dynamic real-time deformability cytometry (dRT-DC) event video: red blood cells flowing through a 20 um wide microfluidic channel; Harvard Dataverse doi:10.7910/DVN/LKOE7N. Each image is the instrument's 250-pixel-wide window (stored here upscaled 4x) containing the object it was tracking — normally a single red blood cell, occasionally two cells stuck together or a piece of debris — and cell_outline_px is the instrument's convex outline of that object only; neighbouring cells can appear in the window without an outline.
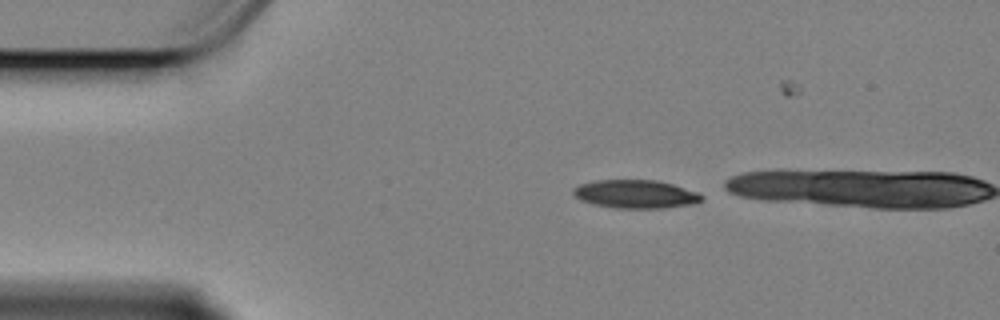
{"species": "Egyptian fruit bat (a non-hibernating species)", "species_latin": "Rousettus aegyptiacus", "temperature_condition": "cold", "stored_images_in_passage": 13, "camera_frame_rate_fps": 3000, "um_per_image_px": 0.085, "animal": {"sex": "female"}, "frame": {"image": 1, "passage_image": 7, "time_ms": 2.0, "image_size_px": [1000, 320], "cell_outline_px": [[704, 200], [696, 204], [660, 208], [616, 208], [592, 204], [576, 196], [572, 192], [572, 188], [580, 184], [596, 180], [656, 180], [672, 184], [696, 192], [704, 196]], "centroid_in_image_um": [54.05, 16.5], "position_along_channel_um": 31.0, "area_um2": 21.15}}